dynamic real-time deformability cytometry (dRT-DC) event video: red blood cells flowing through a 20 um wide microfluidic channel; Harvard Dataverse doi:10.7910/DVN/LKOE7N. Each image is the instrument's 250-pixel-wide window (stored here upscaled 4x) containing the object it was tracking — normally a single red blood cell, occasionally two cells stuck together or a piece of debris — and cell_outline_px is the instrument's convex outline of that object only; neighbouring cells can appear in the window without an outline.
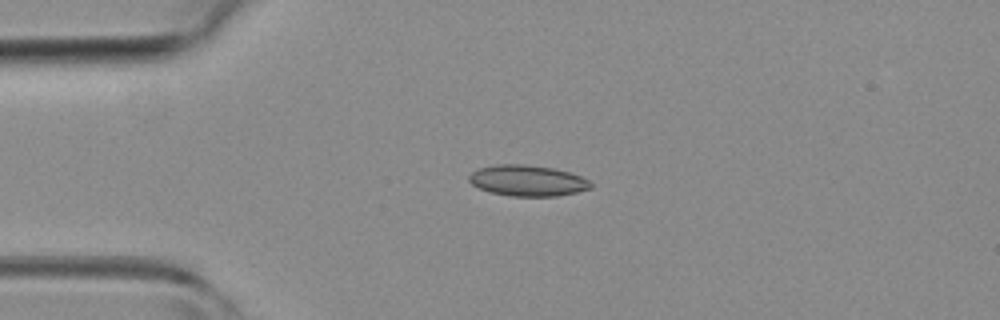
{"species": "common noctule bat (a hibernating species)", "species_latin": "Nyctalus noctula", "temperature_condition": "room temperature", "stored_images_in_passage": 5, "camera_frame_rate_fps": 3000, "um_per_image_px": 0.085, "animal": {"sex": "female", "body_mass_g": 19.3, "forearm_length_mm": 54.1}, "frame": {"image": 1, "passage_image": 4, "time_ms": 3.333, "image_size_px": [1000, 320], "cell_outline_px": [[592, 188], [576, 192], [556, 196], [512, 196], [492, 192], [480, 188], [472, 184], [468, 180], [468, 176], [472, 172], [480, 168], [496, 164], [524, 164], [552, 168], [568, 172], [580, 176], [588, 180], [592, 184]], "centroid_in_image_um": [44.83, 15.35], "position_along_channel_um": 40.2, "area_um2": 21.73}}
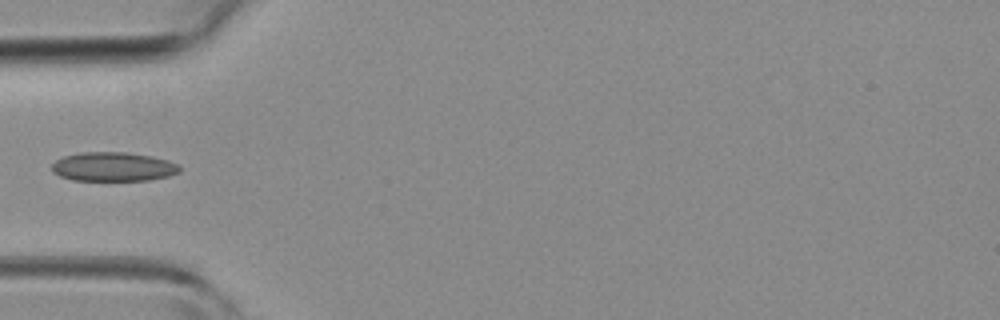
{"frame": {"image": 2, "passage_image": 5, "time_ms": 4.667, "image_size_px": [1000, 320], "cell_outline_px": [[180, 172], [168, 176], [148, 180], [72, 180], [60, 176], [52, 172], [52, 164], [56, 160], [64, 156], [80, 152], [124, 152], [152, 156], [168, 160], [180, 164]], "centroid_in_image_um": [9.63, 14.17], "position_along_channel_um": 75.4, "area_um2": 21.73}}